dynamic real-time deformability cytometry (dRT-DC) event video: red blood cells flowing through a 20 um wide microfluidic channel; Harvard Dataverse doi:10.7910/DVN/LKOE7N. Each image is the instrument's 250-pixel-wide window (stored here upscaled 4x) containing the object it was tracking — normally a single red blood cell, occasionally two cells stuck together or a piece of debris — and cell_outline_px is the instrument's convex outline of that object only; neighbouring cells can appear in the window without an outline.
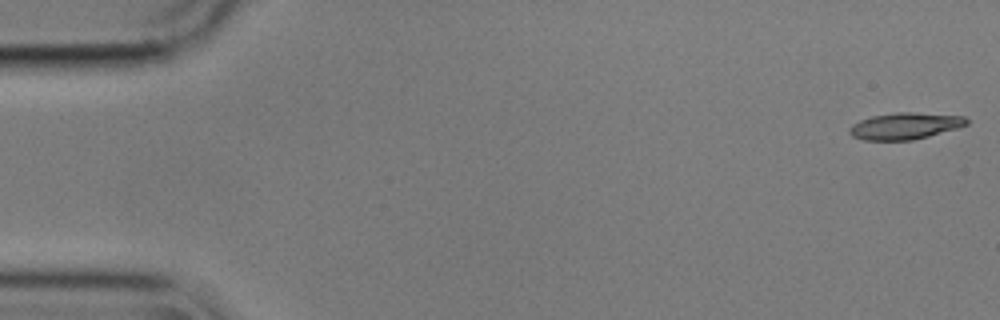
{"species": "common noctule bat (a hibernating species)", "species_latin": "Nyctalus noctula", "temperature_condition": "cold", "stored_images_in_passage": 56, "camera_frame_rate_fps": 3000, "um_per_image_px": 0.085, "animal": {"sex": "male", "body_mass_g": 17.9}, "frame": {"image": 1, "passage_image": 1, "time_ms": 0.0, "image_size_px": [1000, 320], "cell_outline_px": [[968, 124], [956, 128], [928, 136], [912, 140], [864, 140], [852, 136], [848, 132], [848, 128], [852, 124], [860, 120], [872, 116], [896, 112], [912, 112], [964, 116], [968, 120]], "centroid_in_image_um": [76.89, 10.7], "position_along_channel_um": 8.1, "area_um2": 18.09}}
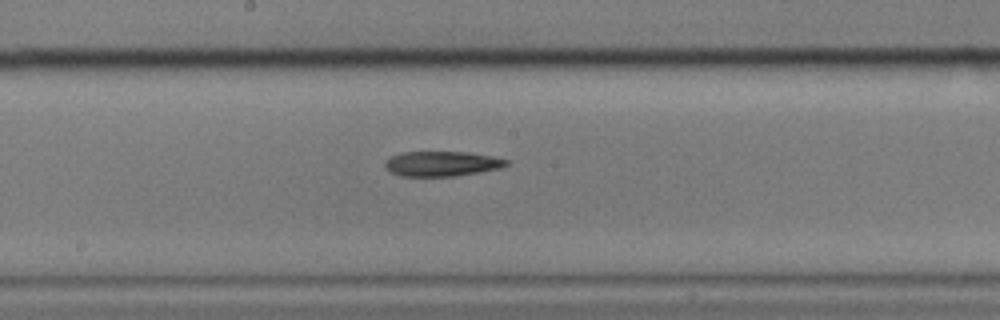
{"frame": {"image": 2, "passage_image": 29, "time_ms": 9.333, "image_size_px": [1000, 320], "cell_outline_px": [[508, 164], [500, 168], [480, 172], [456, 176], [400, 176], [388, 172], [384, 168], [384, 160], [400, 152], [468, 152], [492, 156], [508, 160]], "centroid_in_image_um": [37.5, 13.92], "position_along_channel_um": 210.7, "area_um2": 17.86}}
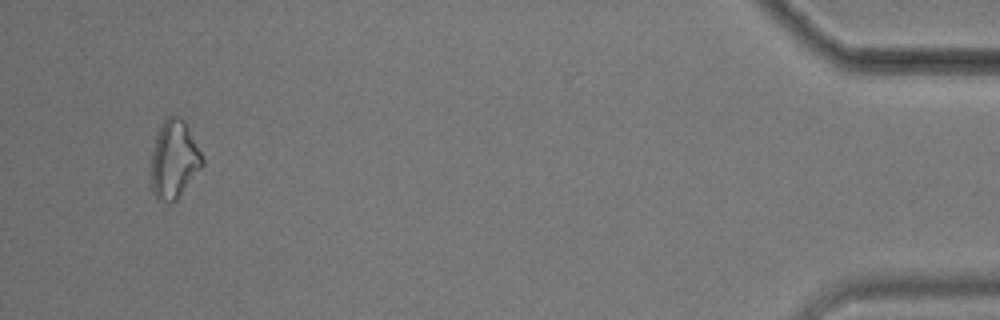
{"frame": {"image": 3, "passage_image": 53, "time_ms": 17.333, "image_size_px": [1000, 320], "cell_outline_px": [[204, 164], [176, 200], [168, 204], [156, 200], [152, 192], [152, 152], [156, 136], [164, 120], [168, 116], [180, 116], [184, 120], [204, 160]], "centroid_in_image_um": [14.79, 13.59], "position_along_channel_um": 420.4, "area_um2": 23.0}}